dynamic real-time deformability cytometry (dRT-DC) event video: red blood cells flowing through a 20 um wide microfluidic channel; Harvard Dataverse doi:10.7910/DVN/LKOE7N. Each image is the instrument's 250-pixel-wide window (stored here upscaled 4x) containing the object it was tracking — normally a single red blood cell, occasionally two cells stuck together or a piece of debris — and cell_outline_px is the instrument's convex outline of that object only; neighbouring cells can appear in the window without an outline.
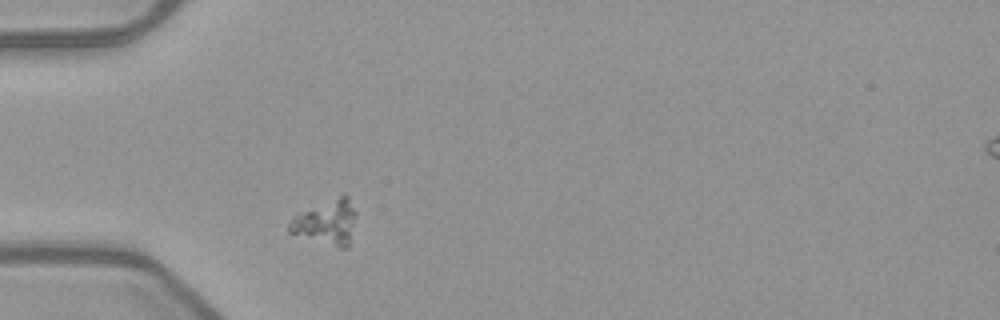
{"species": "common noctule bat (a hibernating species)", "species_latin": "Nyctalus noctula", "temperature_condition": "warm", "stored_images_in_passage": 39, "camera_frame_rate_fps": 3000, "um_per_image_px": 0.085, "animal": {"sex": "female", "body_mass_g": 21.9}, "frame": {"image": 1, "passage_image": 1, "time_ms": 0.0, "image_size_px": [1000, 320], "cell_outline_px": [[356, 216], [348, 248], [340, 248], [288, 232], [288, 224], [296, 212], [344, 192], [348, 196], [356, 212]], "centroid_in_image_um": [27.74, 18.83], "position_along_channel_um": 57.3, "area_um2": 17.86}}
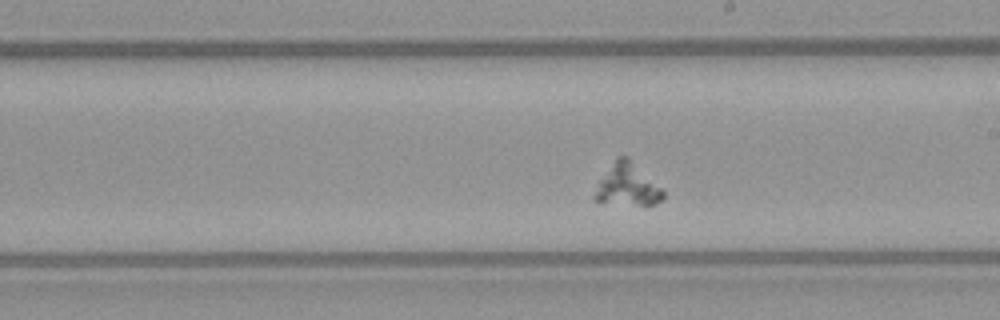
{"frame": {"image": 2, "passage_image": 16, "time_ms": 5.0, "image_size_px": [1000, 320], "cell_outline_px": [[664, 196], [660, 200], [652, 204], [640, 204], [596, 200], [592, 196], [600, 180], [616, 156], [628, 156], [664, 192]], "centroid_in_image_um": [53.31, 15.66], "position_along_channel_um": 235.7, "area_um2": 15.95}}
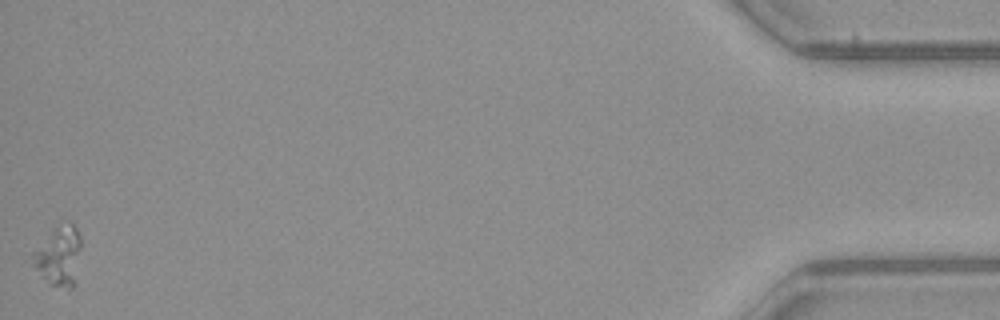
{"frame": {"image": 3, "passage_image": 39, "time_ms": 12.667, "image_size_px": [1000, 320], "cell_outline_px": [[80, 248], [72, 288], [48, 284], [24, 260], [24, 256], [56, 228], [72, 224], [76, 228], [80, 236]], "centroid_in_image_um": [4.82, 21.8], "position_along_channel_um": 430.4, "area_um2": 16.94}}